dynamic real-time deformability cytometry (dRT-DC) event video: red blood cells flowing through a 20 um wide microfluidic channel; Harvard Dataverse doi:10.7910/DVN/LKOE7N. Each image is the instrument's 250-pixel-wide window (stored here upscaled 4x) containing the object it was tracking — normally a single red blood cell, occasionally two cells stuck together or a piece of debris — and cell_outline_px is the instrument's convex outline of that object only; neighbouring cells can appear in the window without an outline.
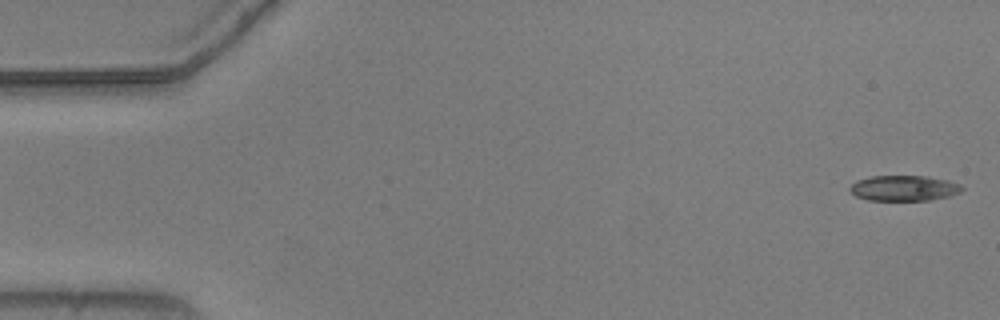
{"species": "common noctule bat (a hibernating species)", "species_latin": "Nyctalus noctula", "temperature_condition": "warm", "stored_images_in_passage": 54, "camera_frame_rate_fps": 3000, "um_per_image_px": 0.085, "animal": {"sex": "male", "body_mass_g": 20.5, "forearm_length_mm": 52.5}, "frame": {"image": 1, "passage_image": 1, "time_ms": 0.0, "image_size_px": [1000, 320], "cell_outline_px": [[964, 188], [960, 192], [948, 196], [928, 200], [868, 200], [856, 196], [848, 188], [856, 180], [872, 176], [928, 176], [948, 180], [960, 184]], "centroid_in_image_um": [76.83, 15.98], "position_along_channel_um": 8.2, "area_um2": 16.59}}
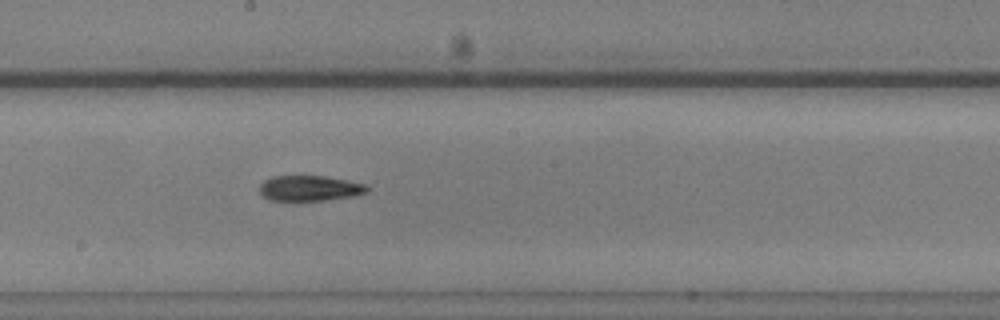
{"frame": {"image": 2, "passage_image": 29, "time_ms": 9.333, "image_size_px": [1000, 320], "cell_outline_px": [[368, 192], [356, 196], [324, 200], [268, 200], [260, 196], [260, 184], [264, 180], [272, 176], [324, 176], [348, 180], [368, 184]], "centroid_in_image_um": [26.33, 16.0], "position_along_channel_um": 221.9, "area_um2": 16.13}}
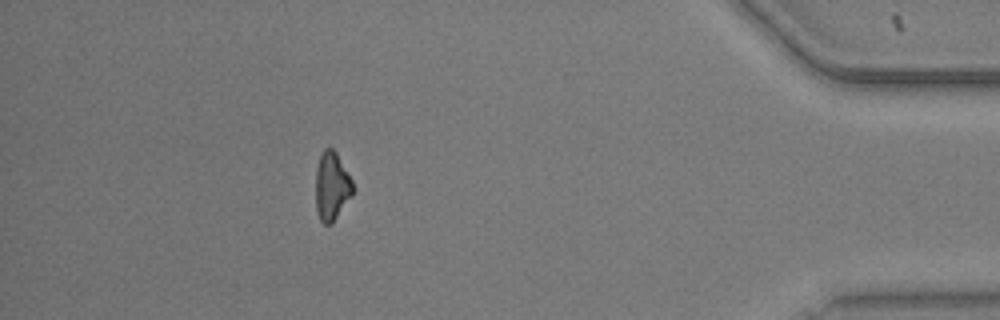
{"frame": {"image": 3, "passage_image": 48, "time_ms": 15.667, "image_size_px": [1000, 320], "cell_outline_px": [[352, 196], [332, 224], [324, 224], [320, 220], [316, 212], [316, 168], [320, 152], [324, 148], [332, 148], [336, 152], [352, 180]], "centroid_in_image_um": [28.18, 15.83], "position_along_channel_um": 407.0, "area_um2": 14.91}}